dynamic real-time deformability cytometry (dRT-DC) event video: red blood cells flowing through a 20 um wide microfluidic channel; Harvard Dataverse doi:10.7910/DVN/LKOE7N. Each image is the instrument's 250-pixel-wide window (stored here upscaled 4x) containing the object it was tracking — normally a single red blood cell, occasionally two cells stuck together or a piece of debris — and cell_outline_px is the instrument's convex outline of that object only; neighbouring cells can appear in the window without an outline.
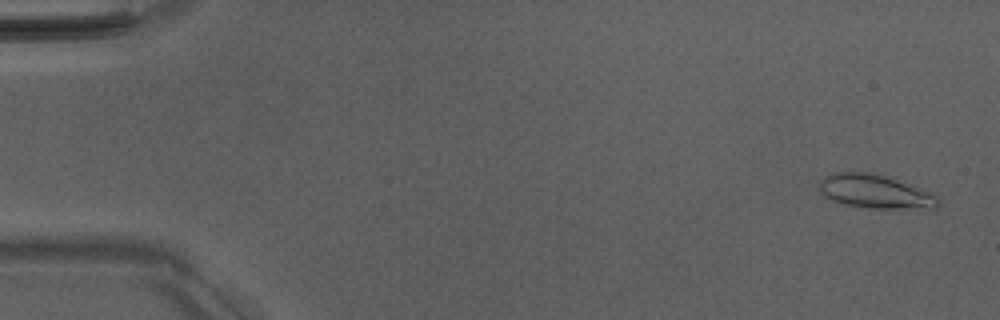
{"species": "Egyptian fruit bat (a non-hibernating species)", "species_latin": "Rousettus aegyptiacus", "temperature_condition": "room temperature", "stored_images_in_passage": 52, "segment_of_instrument_passage": [1, 2], "camera_frame_rate_fps": 3000, "um_per_image_px": 0.085, "animal": {"sex": "male"}, "frame": {"image": 1, "passage_image": 2, "time_ms": 0.333, "image_size_px": [1000, 320], "cell_outline_px": [[940, 204], [936, 208], [864, 208], [844, 204], [832, 200], [824, 196], [820, 192], [820, 180], [836, 172], [872, 172], [896, 180], [936, 196], [940, 200]], "centroid_in_image_um": [74.34, 16.3], "position_along_channel_um": 10.7, "area_um2": 22.83}}
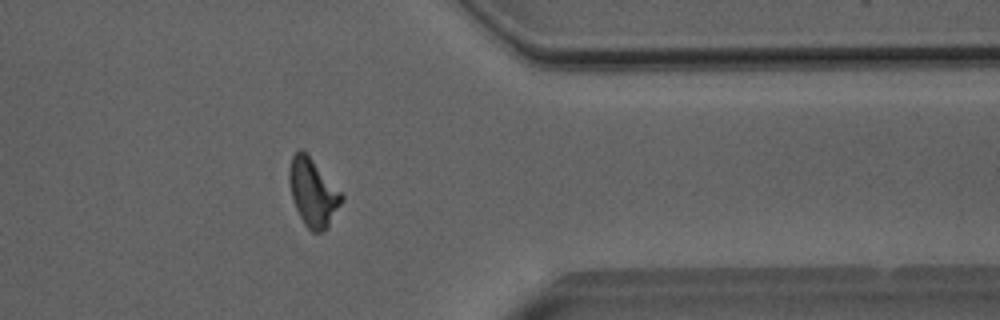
{"frame": {"image": 2, "passage_image": 41, "time_ms": 13.333, "image_size_px": [1000, 320], "cell_outline_px": [[344, 200], [328, 228], [320, 232], [312, 232], [304, 224], [296, 208], [292, 196], [288, 180], [288, 168], [292, 156], [300, 148], [312, 160], [344, 196]], "centroid_in_image_um": [26.6, 16.4], "position_along_channel_um": 384.8, "area_um2": 20.4}}
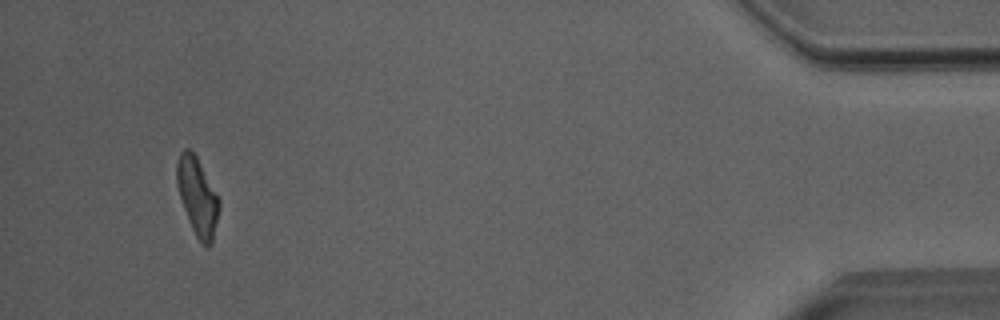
{"frame": {"image": 3, "passage_image": 48, "time_ms": 15.667, "image_size_px": [1000, 320], "cell_outline_px": [[220, 208], [212, 244], [208, 248], [200, 244], [192, 228], [184, 208], [176, 184], [176, 164], [180, 152], [184, 148], [188, 148], [196, 156], [220, 200]], "centroid_in_image_um": [16.79, 16.74], "position_along_channel_um": 418.4, "area_um2": 19.13}}